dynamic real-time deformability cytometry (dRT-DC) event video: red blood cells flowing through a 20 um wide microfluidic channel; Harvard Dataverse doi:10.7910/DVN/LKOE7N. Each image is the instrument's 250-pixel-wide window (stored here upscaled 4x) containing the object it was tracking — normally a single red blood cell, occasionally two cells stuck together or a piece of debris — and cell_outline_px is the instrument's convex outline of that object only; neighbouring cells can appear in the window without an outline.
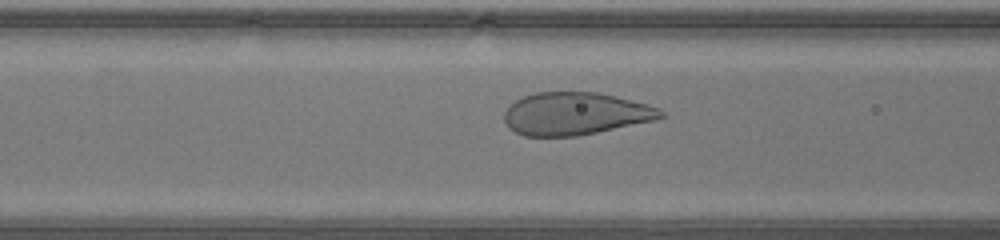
{"species": "human", "species_latin": "Homo sapiens", "temperature_condition": "warm", "stored_images_in_passage": 28, "camera_frame_rate_fps": 3000, "um_per_image_px": 0.085, "donor": {"sex": "male"}, "frame": {"image": 1, "passage_image": 9, "time_ms": 2.667, "image_size_px": [1000, 240], "cell_outline_px": [[668, 116], [656, 120], [576, 136], [524, 136], [508, 128], [504, 120], [504, 112], [516, 100], [532, 92], [600, 92], [616, 96], [644, 104], [656, 108], [664, 112]], "centroid_in_image_um": [48.88, 9.66], "position_along_channel_um": 117.7, "area_um2": 38.73}}
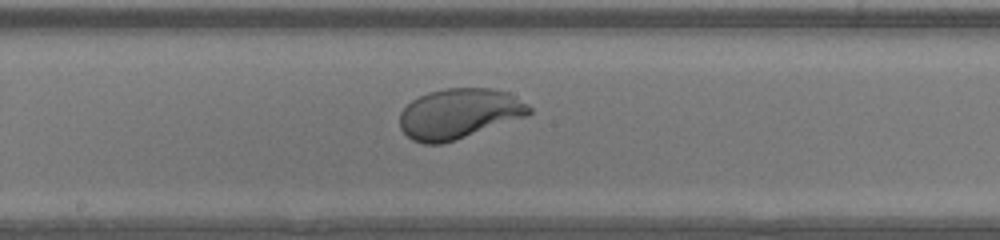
{"frame": {"image": 2, "passage_image": 15, "time_ms": 4.667, "image_size_px": [1000, 240], "cell_outline_px": [[532, 112], [524, 116], [456, 140], [440, 144], [424, 144], [412, 140], [400, 128], [400, 112], [412, 100], [428, 92], [444, 88], [492, 88], [508, 92], [528, 104], [532, 108]], "centroid_in_image_um": [39.0, 9.65], "position_along_channel_um": 209.2, "area_um2": 37.63}}
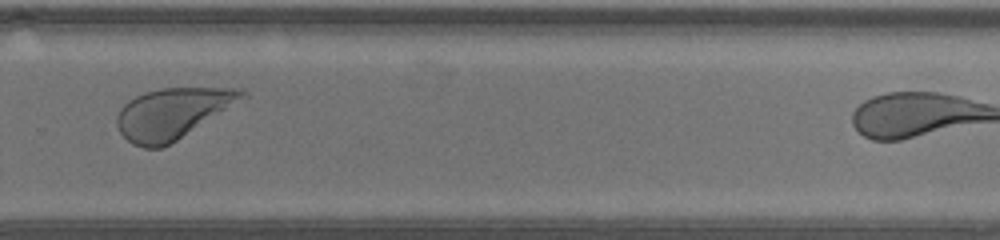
{"frame": {"image": 3, "passage_image": 22, "time_ms": 7.0, "image_size_px": [1000, 240], "cell_outline_px": [[248, 96], [176, 140], [160, 148], [144, 148], [132, 144], [120, 132], [116, 124], [116, 116], [120, 108], [128, 100], [144, 92], [160, 88], [244, 88], [248, 92]], "centroid_in_image_um": [14.64, 9.62], "position_along_channel_um": 315.2, "area_um2": 36.7}}